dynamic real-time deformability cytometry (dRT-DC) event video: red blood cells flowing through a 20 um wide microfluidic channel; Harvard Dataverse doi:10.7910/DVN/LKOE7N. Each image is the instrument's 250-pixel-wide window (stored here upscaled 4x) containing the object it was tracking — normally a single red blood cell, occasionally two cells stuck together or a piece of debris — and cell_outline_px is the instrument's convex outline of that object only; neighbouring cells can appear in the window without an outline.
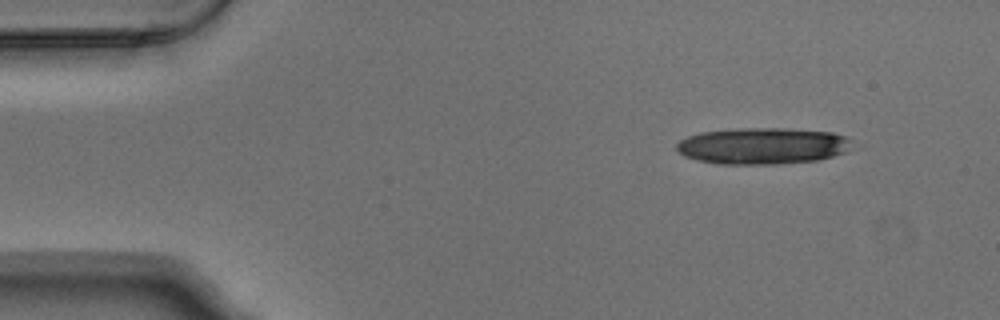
{"species": "Egyptian fruit bat (a non-hibernating species)", "species_latin": "Rousettus aegyptiacus", "temperature_condition": "warm", "stored_images_in_passage": 6, "camera_frame_rate_fps": 3000, "um_per_image_px": 0.085, "animal": {"sex": "male"}, "frame": {"image": 1, "passage_image": 1, "time_ms": 0.0, "image_size_px": [1000, 320], "cell_outline_px": [[860, 148], [848, 152], [816, 160], [780, 164], [720, 164], [696, 160], [684, 156], [676, 148], [676, 144], [680, 140], [688, 136], [704, 132], [744, 128], [776, 128], [832, 132], [844, 136]], "centroid_in_image_um": [64.9, 12.41], "position_along_channel_um": 20.1, "area_um2": 37.51}}
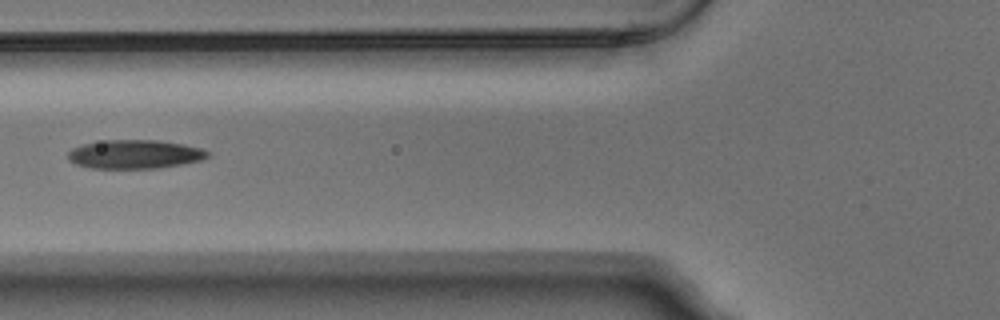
{"frame": {"image": 2, "passage_image": 5, "time_ms": 1.333, "image_size_px": [1000, 320], "cell_outline_px": [[208, 156], [200, 160], [180, 164], [156, 168], [92, 168], [76, 164], [68, 160], [68, 152], [72, 148], [84, 144], [104, 140], [156, 140], [184, 144], [200, 148], [208, 152]], "centroid_in_image_um": [11.41, 13.1], "position_along_channel_um": 114.4, "area_um2": 23.18}}
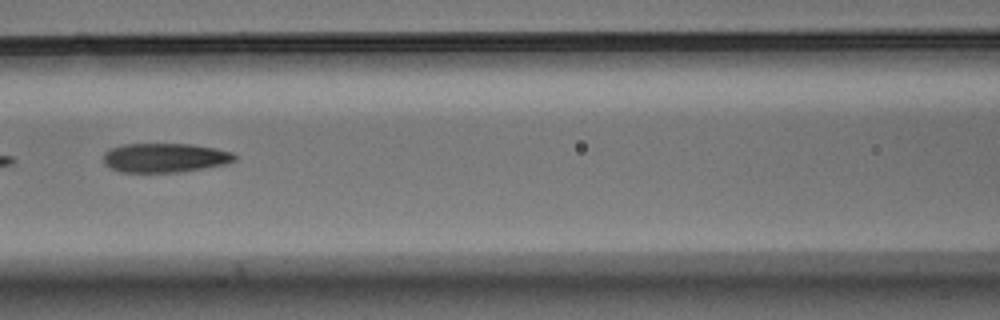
{"frame": {"image": 3, "passage_image": 6, "time_ms": 1.667, "image_size_px": [1000, 320], "cell_outline_px": [[236, 160], [228, 164], [180, 172], [120, 172], [108, 168], [104, 164], [104, 152], [112, 148], [124, 144], [192, 144], [216, 148], [232, 152], [236, 156]], "centroid_in_image_um": [14.03, 13.41], "position_along_channel_um": 152.6, "area_um2": 22.54}}